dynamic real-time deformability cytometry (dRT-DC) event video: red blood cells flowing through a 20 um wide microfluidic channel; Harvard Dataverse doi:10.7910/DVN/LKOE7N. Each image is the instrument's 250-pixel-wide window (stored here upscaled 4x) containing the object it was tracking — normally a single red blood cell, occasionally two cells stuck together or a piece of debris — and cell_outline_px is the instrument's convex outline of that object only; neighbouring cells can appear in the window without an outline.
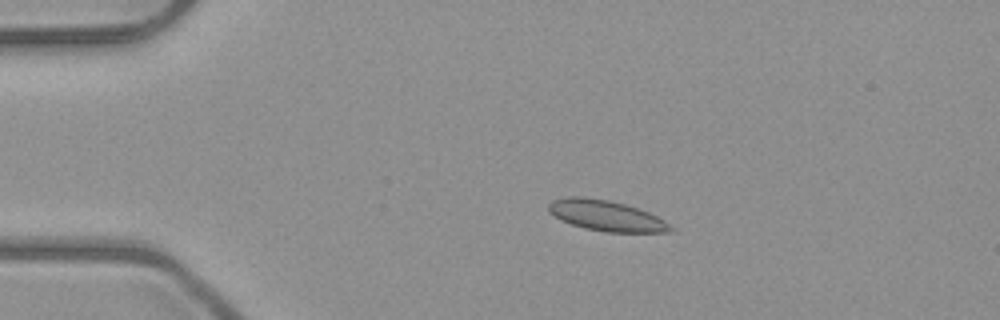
{"species": "common noctule bat (a hibernating species)", "species_latin": "Nyctalus noctula", "temperature_condition": "room temperature", "stored_images_in_passage": 5, "camera_frame_rate_fps": 3000, "um_per_image_px": 0.085, "animal": {"sex": "male", "body_mass_g": 23.1, "forearm_length_mm": 52.7}, "frame": {"image": 1, "passage_image": 3, "time_ms": 3.0, "image_size_px": [1000, 320], "cell_outline_px": [[676, 228], [672, 232], [604, 232], [584, 228], [560, 220], [548, 212], [548, 204], [552, 200], [568, 196], [584, 196], [608, 200], [624, 204], [648, 212], [664, 220]], "centroid_in_image_um": [51.51, 18.33], "position_along_channel_um": 33.5, "area_um2": 21.91}}
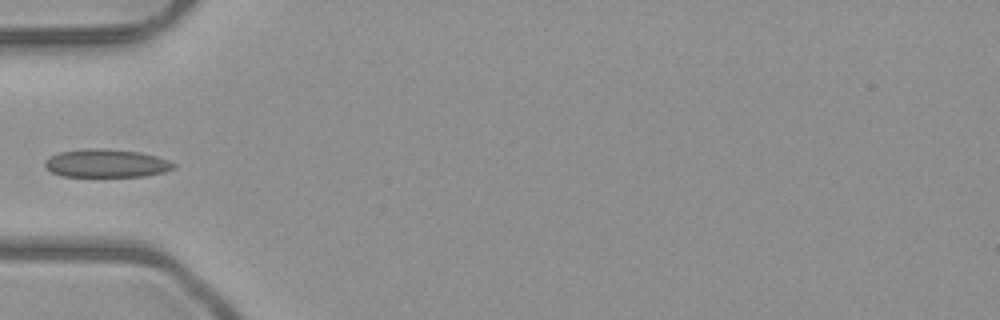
{"frame": {"image": 2, "passage_image": 5, "time_ms": 5.333, "image_size_px": [1000, 320], "cell_outline_px": [[176, 168], [164, 172], [144, 176], [60, 176], [52, 172], [44, 164], [44, 160], [60, 152], [92, 148], [104, 148], [140, 152], [156, 156], [168, 160], [176, 164]], "centroid_in_image_um": [9.07, 13.88], "position_along_channel_um": 75.9, "area_um2": 21.04}}